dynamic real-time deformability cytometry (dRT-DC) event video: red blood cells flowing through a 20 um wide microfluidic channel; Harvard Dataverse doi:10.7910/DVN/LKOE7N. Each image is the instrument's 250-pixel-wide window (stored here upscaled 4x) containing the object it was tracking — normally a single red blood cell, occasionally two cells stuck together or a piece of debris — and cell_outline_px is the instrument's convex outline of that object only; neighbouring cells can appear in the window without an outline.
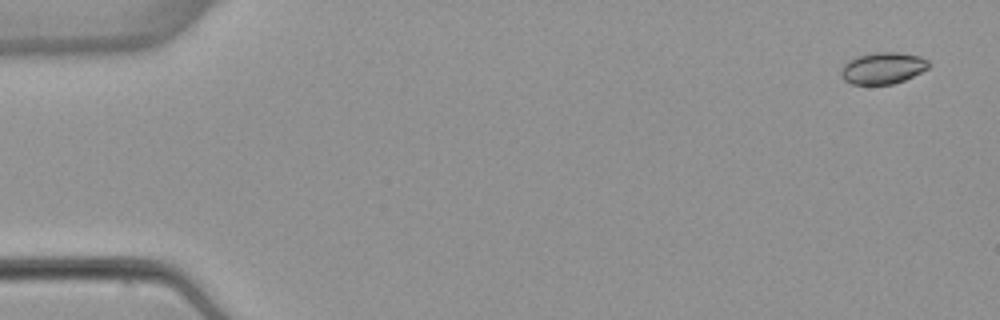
{"species": "common noctule bat (a hibernating species)", "species_latin": "Nyctalus noctula", "temperature_condition": "warm", "stored_images_in_passage": 5, "camera_frame_rate_fps": 3000, "um_per_image_px": 0.085, "animal": {"sex": "female", "body_mass_g": 22.7, "forearm_length_mm": 54.2}, "frame": {"image": 1, "passage_image": 1, "time_ms": 0.0, "image_size_px": [1000, 320], "cell_outline_px": [[932, 64], [928, 68], [904, 80], [892, 84], [852, 84], [844, 80], [840, 76], [840, 68], [848, 60], [856, 56], [872, 52], [900, 52], [920, 56], [928, 60]], "centroid_in_image_um": [75.02, 5.77], "position_along_channel_um": 10.0, "area_um2": 16.36}}
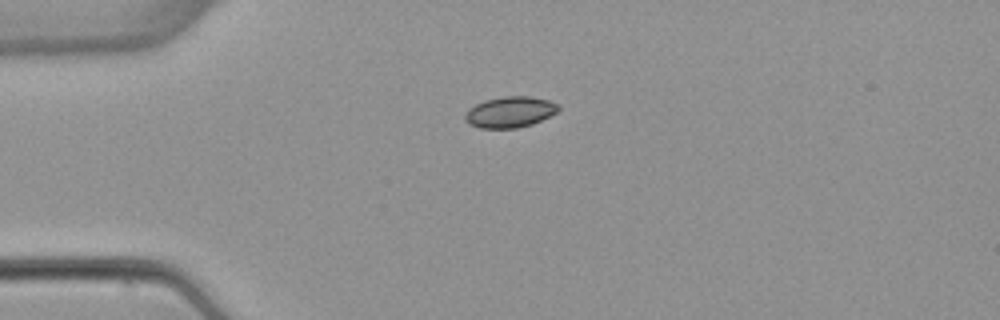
{"frame": {"image": 2, "passage_image": 4, "time_ms": 3.667, "image_size_px": [1000, 320], "cell_outline_px": [[560, 108], [556, 112], [532, 124], [516, 128], [480, 128], [468, 124], [464, 120], [464, 112], [468, 108], [484, 100], [504, 96], [532, 96], [548, 100], [560, 104]], "centroid_in_image_um": [43.31, 9.51], "position_along_channel_um": 41.7, "area_um2": 16.99}}